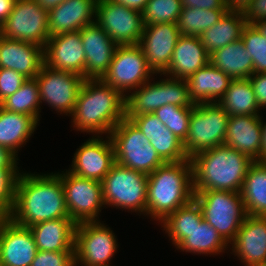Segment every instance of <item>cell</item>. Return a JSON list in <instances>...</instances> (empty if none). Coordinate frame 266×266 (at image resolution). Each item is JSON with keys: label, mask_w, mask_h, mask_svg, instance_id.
<instances>
[{"label": "cell", "mask_w": 266, "mask_h": 266, "mask_svg": "<svg viewBox=\"0 0 266 266\" xmlns=\"http://www.w3.org/2000/svg\"><path fill=\"white\" fill-rule=\"evenodd\" d=\"M9 218L24 227L39 222L70 218L61 178L56 173H20Z\"/></svg>", "instance_id": "1"}, {"label": "cell", "mask_w": 266, "mask_h": 266, "mask_svg": "<svg viewBox=\"0 0 266 266\" xmlns=\"http://www.w3.org/2000/svg\"><path fill=\"white\" fill-rule=\"evenodd\" d=\"M73 128L94 135H110L126 118V96L102 79H85L71 114Z\"/></svg>", "instance_id": "2"}, {"label": "cell", "mask_w": 266, "mask_h": 266, "mask_svg": "<svg viewBox=\"0 0 266 266\" xmlns=\"http://www.w3.org/2000/svg\"><path fill=\"white\" fill-rule=\"evenodd\" d=\"M194 191L241 192L248 168L254 162L228 145L204 150L190 158Z\"/></svg>", "instance_id": "3"}, {"label": "cell", "mask_w": 266, "mask_h": 266, "mask_svg": "<svg viewBox=\"0 0 266 266\" xmlns=\"http://www.w3.org/2000/svg\"><path fill=\"white\" fill-rule=\"evenodd\" d=\"M194 199L190 158L165 163L148 175L146 215L162 222L179 207Z\"/></svg>", "instance_id": "4"}, {"label": "cell", "mask_w": 266, "mask_h": 266, "mask_svg": "<svg viewBox=\"0 0 266 266\" xmlns=\"http://www.w3.org/2000/svg\"><path fill=\"white\" fill-rule=\"evenodd\" d=\"M194 200L200 206L203 219L228 244L231 243L247 217L241 192L227 190L194 191Z\"/></svg>", "instance_id": "5"}, {"label": "cell", "mask_w": 266, "mask_h": 266, "mask_svg": "<svg viewBox=\"0 0 266 266\" xmlns=\"http://www.w3.org/2000/svg\"><path fill=\"white\" fill-rule=\"evenodd\" d=\"M117 164L149 175L165 162L152 147L149 139L127 118L121 120L110 133Z\"/></svg>", "instance_id": "6"}, {"label": "cell", "mask_w": 266, "mask_h": 266, "mask_svg": "<svg viewBox=\"0 0 266 266\" xmlns=\"http://www.w3.org/2000/svg\"><path fill=\"white\" fill-rule=\"evenodd\" d=\"M101 183L105 205L146 214L148 175L115 163Z\"/></svg>", "instance_id": "7"}, {"label": "cell", "mask_w": 266, "mask_h": 266, "mask_svg": "<svg viewBox=\"0 0 266 266\" xmlns=\"http://www.w3.org/2000/svg\"><path fill=\"white\" fill-rule=\"evenodd\" d=\"M228 120L229 114L218 103L195 104L183 143L188 158L224 144Z\"/></svg>", "instance_id": "8"}, {"label": "cell", "mask_w": 266, "mask_h": 266, "mask_svg": "<svg viewBox=\"0 0 266 266\" xmlns=\"http://www.w3.org/2000/svg\"><path fill=\"white\" fill-rule=\"evenodd\" d=\"M172 104L179 107H193L186 80L173 77L149 81L126 96V116L154 113L158 108Z\"/></svg>", "instance_id": "9"}, {"label": "cell", "mask_w": 266, "mask_h": 266, "mask_svg": "<svg viewBox=\"0 0 266 266\" xmlns=\"http://www.w3.org/2000/svg\"><path fill=\"white\" fill-rule=\"evenodd\" d=\"M109 227L100 220L76 224L75 262L81 266H110V260L118 248L117 240Z\"/></svg>", "instance_id": "10"}, {"label": "cell", "mask_w": 266, "mask_h": 266, "mask_svg": "<svg viewBox=\"0 0 266 266\" xmlns=\"http://www.w3.org/2000/svg\"><path fill=\"white\" fill-rule=\"evenodd\" d=\"M154 72L149 68L140 46L118 45L108 71L101 78L123 95L131 93L152 79ZM132 90V91H131ZM126 94H125V93Z\"/></svg>", "instance_id": "11"}, {"label": "cell", "mask_w": 266, "mask_h": 266, "mask_svg": "<svg viewBox=\"0 0 266 266\" xmlns=\"http://www.w3.org/2000/svg\"><path fill=\"white\" fill-rule=\"evenodd\" d=\"M56 174L62 181L69 217L76 224L97 221L98 214L105 206L101 181L82 178L67 170Z\"/></svg>", "instance_id": "12"}, {"label": "cell", "mask_w": 266, "mask_h": 266, "mask_svg": "<svg viewBox=\"0 0 266 266\" xmlns=\"http://www.w3.org/2000/svg\"><path fill=\"white\" fill-rule=\"evenodd\" d=\"M94 19L117 45L139 44L145 27L142 12L113 0H97Z\"/></svg>", "instance_id": "13"}, {"label": "cell", "mask_w": 266, "mask_h": 266, "mask_svg": "<svg viewBox=\"0 0 266 266\" xmlns=\"http://www.w3.org/2000/svg\"><path fill=\"white\" fill-rule=\"evenodd\" d=\"M0 35L45 47L50 37L48 11L35 0H16L12 12L0 26Z\"/></svg>", "instance_id": "14"}, {"label": "cell", "mask_w": 266, "mask_h": 266, "mask_svg": "<svg viewBox=\"0 0 266 266\" xmlns=\"http://www.w3.org/2000/svg\"><path fill=\"white\" fill-rule=\"evenodd\" d=\"M35 79L41 103L45 101L60 114L71 116L85 78L76 73L54 70L44 64Z\"/></svg>", "instance_id": "15"}, {"label": "cell", "mask_w": 266, "mask_h": 266, "mask_svg": "<svg viewBox=\"0 0 266 266\" xmlns=\"http://www.w3.org/2000/svg\"><path fill=\"white\" fill-rule=\"evenodd\" d=\"M96 137V138H95ZM96 135L84 142L74 153L71 165L72 174L88 179L102 181L115 161V150L110 135L107 140Z\"/></svg>", "instance_id": "16"}, {"label": "cell", "mask_w": 266, "mask_h": 266, "mask_svg": "<svg viewBox=\"0 0 266 266\" xmlns=\"http://www.w3.org/2000/svg\"><path fill=\"white\" fill-rule=\"evenodd\" d=\"M181 34L176 23L145 25L139 46L154 74H163L169 67Z\"/></svg>", "instance_id": "17"}, {"label": "cell", "mask_w": 266, "mask_h": 266, "mask_svg": "<svg viewBox=\"0 0 266 266\" xmlns=\"http://www.w3.org/2000/svg\"><path fill=\"white\" fill-rule=\"evenodd\" d=\"M38 252L29 227L0 218V264L2 266H31Z\"/></svg>", "instance_id": "18"}, {"label": "cell", "mask_w": 266, "mask_h": 266, "mask_svg": "<svg viewBox=\"0 0 266 266\" xmlns=\"http://www.w3.org/2000/svg\"><path fill=\"white\" fill-rule=\"evenodd\" d=\"M85 53L79 31L50 36L44 47V64L54 70L84 77Z\"/></svg>", "instance_id": "19"}, {"label": "cell", "mask_w": 266, "mask_h": 266, "mask_svg": "<svg viewBox=\"0 0 266 266\" xmlns=\"http://www.w3.org/2000/svg\"><path fill=\"white\" fill-rule=\"evenodd\" d=\"M79 32L86 57L84 78L101 79L108 71L118 45L96 22Z\"/></svg>", "instance_id": "20"}, {"label": "cell", "mask_w": 266, "mask_h": 266, "mask_svg": "<svg viewBox=\"0 0 266 266\" xmlns=\"http://www.w3.org/2000/svg\"><path fill=\"white\" fill-rule=\"evenodd\" d=\"M230 244L245 266H266V217L247 215Z\"/></svg>", "instance_id": "21"}, {"label": "cell", "mask_w": 266, "mask_h": 266, "mask_svg": "<svg viewBox=\"0 0 266 266\" xmlns=\"http://www.w3.org/2000/svg\"><path fill=\"white\" fill-rule=\"evenodd\" d=\"M149 139L152 147L165 163H177L189 159L183 142L178 139L153 113L126 116Z\"/></svg>", "instance_id": "22"}, {"label": "cell", "mask_w": 266, "mask_h": 266, "mask_svg": "<svg viewBox=\"0 0 266 266\" xmlns=\"http://www.w3.org/2000/svg\"><path fill=\"white\" fill-rule=\"evenodd\" d=\"M44 65V47L0 35V68L35 78Z\"/></svg>", "instance_id": "23"}, {"label": "cell", "mask_w": 266, "mask_h": 266, "mask_svg": "<svg viewBox=\"0 0 266 266\" xmlns=\"http://www.w3.org/2000/svg\"><path fill=\"white\" fill-rule=\"evenodd\" d=\"M97 0H65L48 11L50 36L80 31L95 22Z\"/></svg>", "instance_id": "24"}, {"label": "cell", "mask_w": 266, "mask_h": 266, "mask_svg": "<svg viewBox=\"0 0 266 266\" xmlns=\"http://www.w3.org/2000/svg\"><path fill=\"white\" fill-rule=\"evenodd\" d=\"M261 118L260 115L229 116L224 144L260 162Z\"/></svg>", "instance_id": "25"}, {"label": "cell", "mask_w": 266, "mask_h": 266, "mask_svg": "<svg viewBox=\"0 0 266 266\" xmlns=\"http://www.w3.org/2000/svg\"><path fill=\"white\" fill-rule=\"evenodd\" d=\"M209 63V54L197 36L181 35L176 43L172 59L164 76L187 80Z\"/></svg>", "instance_id": "26"}, {"label": "cell", "mask_w": 266, "mask_h": 266, "mask_svg": "<svg viewBox=\"0 0 266 266\" xmlns=\"http://www.w3.org/2000/svg\"><path fill=\"white\" fill-rule=\"evenodd\" d=\"M40 251H75L76 223L71 218L39 222L29 227Z\"/></svg>", "instance_id": "27"}, {"label": "cell", "mask_w": 266, "mask_h": 266, "mask_svg": "<svg viewBox=\"0 0 266 266\" xmlns=\"http://www.w3.org/2000/svg\"><path fill=\"white\" fill-rule=\"evenodd\" d=\"M232 79L210 63L187 80L190 99L194 104L218 103L229 88Z\"/></svg>", "instance_id": "28"}, {"label": "cell", "mask_w": 266, "mask_h": 266, "mask_svg": "<svg viewBox=\"0 0 266 266\" xmlns=\"http://www.w3.org/2000/svg\"><path fill=\"white\" fill-rule=\"evenodd\" d=\"M209 63L232 80L248 79L253 74L251 55L241 39L212 52L209 55Z\"/></svg>", "instance_id": "29"}, {"label": "cell", "mask_w": 266, "mask_h": 266, "mask_svg": "<svg viewBox=\"0 0 266 266\" xmlns=\"http://www.w3.org/2000/svg\"><path fill=\"white\" fill-rule=\"evenodd\" d=\"M38 122L33 116L11 112L0 106V145L17 157L18 150L32 136Z\"/></svg>", "instance_id": "30"}, {"label": "cell", "mask_w": 266, "mask_h": 266, "mask_svg": "<svg viewBox=\"0 0 266 266\" xmlns=\"http://www.w3.org/2000/svg\"><path fill=\"white\" fill-rule=\"evenodd\" d=\"M246 25L242 11L228 10L217 23L202 33L199 38L206 52L210 55L215 50L241 39L242 31Z\"/></svg>", "instance_id": "31"}, {"label": "cell", "mask_w": 266, "mask_h": 266, "mask_svg": "<svg viewBox=\"0 0 266 266\" xmlns=\"http://www.w3.org/2000/svg\"><path fill=\"white\" fill-rule=\"evenodd\" d=\"M247 215L266 217V162L254 161L241 189Z\"/></svg>", "instance_id": "32"}, {"label": "cell", "mask_w": 266, "mask_h": 266, "mask_svg": "<svg viewBox=\"0 0 266 266\" xmlns=\"http://www.w3.org/2000/svg\"><path fill=\"white\" fill-rule=\"evenodd\" d=\"M218 104L229 116L259 115L260 111L249 79L232 80Z\"/></svg>", "instance_id": "33"}, {"label": "cell", "mask_w": 266, "mask_h": 266, "mask_svg": "<svg viewBox=\"0 0 266 266\" xmlns=\"http://www.w3.org/2000/svg\"><path fill=\"white\" fill-rule=\"evenodd\" d=\"M227 246L228 243L203 219L176 248L194 254L216 255L224 252Z\"/></svg>", "instance_id": "34"}, {"label": "cell", "mask_w": 266, "mask_h": 266, "mask_svg": "<svg viewBox=\"0 0 266 266\" xmlns=\"http://www.w3.org/2000/svg\"><path fill=\"white\" fill-rule=\"evenodd\" d=\"M203 220L202 212L198 203L193 199L188 204L179 207L174 213L168 215L161 223L165 233L168 234L172 243L177 247L188 233Z\"/></svg>", "instance_id": "35"}, {"label": "cell", "mask_w": 266, "mask_h": 266, "mask_svg": "<svg viewBox=\"0 0 266 266\" xmlns=\"http://www.w3.org/2000/svg\"><path fill=\"white\" fill-rule=\"evenodd\" d=\"M228 10H204L193 7L182 8L176 24L181 35L199 37L217 23Z\"/></svg>", "instance_id": "36"}, {"label": "cell", "mask_w": 266, "mask_h": 266, "mask_svg": "<svg viewBox=\"0 0 266 266\" xmlns=\"http://www.w3.org/2000/svg\"><path fill=\"white\" fill-rule=\"evenodd\" d=\"M41 101L38 83L35 78L27 79L20 89L4 99L0 106L5 110L35 117L40 120ZM40 107V108H39Z\"/></svg>", "instance_id": "37"}, {"label": "cell", "mask_w": 266, "mask_h": 266, "mask_svg": "<svg viewBox=\"0 0 266 266\" xmlns=\"http://www.w3.org/2000/svg\"><path fill=\"white\" fill-rule=\"evenodd\" d=\"M193 107H179L172 104L158 108L153 114L183 143L186 140Z\"/></svg>", "instance_id": "38"}, {"label": "cell", "mask_w": 266, "mask_h": 266, "mask_svg": "<svg viewBox=\"0 0 266 266\" xmlns=\"http://www.w3.org/2000/svg\"><path fill=\"white\" fill-rule=\"evenodd\" d=\"M181 9V0H148L142 11L144 24L177 23Z\"/></svg>", "instance_id": "39"}, {"label": "cell", "mask_w": 266, "mask_h": 266, "mask_svg": "<svg viewBox=\"0 0 266 266\" xmlns=\"http://www.w3.org/2000/svg\"><path fill=\"white\" fill-rule=\"evenodd\" d=\"M241 40L253 61V73H266V37L253 25H246Z\"/></svg>", "instance_id": "40"}, {"label": "cell", "mask_w": 266, "mask_h": 266, "mask_svg": "<svg viewBox=\"0 0 266 266\" xmlns=\"http://www.w3.org/2000/svg\"><path fill=\"white\" fill-rule=\"evenodd\" d=\"M19 174L18 169H0V218H9Z\"/></svg>", "instance_id": "41"}, {"label": "cell", "mask_w": 266, "mask_h": 266, "mask_svg": "<svg viewBox=\"0 0 266 266\" xmlns=\"http://www.w3.org/2000/svg\"><path fill=\"white\" fill-rule=\"evenodd\" d=\"M31 266H78L75 251H40L38 250Z\"/></svg>", "instance_id": "42"}, {"label": "cell", "mask_w": 266, "mask_h": 266, "mask_svg": "<svg viewBox=\"0 0 266 266\" xmlns=\"http://www.w3.org/2000/svg\"><path fill=\"white\" fill-rule=\"evenodd\" d=\"M26 80L15 70L0 68V103L20 89Z\"/></svg>", "instance_id": "43"}, {"label": "cell", "mask_w": 266, "mask_h": 266, "mask_svg": "<svg viewBox=\"0 0 266 266\" xmlns=\"http://www.w3.org/2000/svg\"><path fill=\"white\" fill-rule=\"evenodd\" d=\"M242 14L248 25L266 20V0H252L242 10Z\"/></svg>", "instance_id": "44"}, {"label": "cell", "mask_w": 266, "mask_h": 266, "mask_svg": "<svg viewBox=\"0 0 266 266\" xmlns=\"http://www.w3.org/2000/svg\"><path fill=\"white\" fill-rule=\"evenodd\" d=\"M260 109L266 108V73H253L249 78Z\"/></svg>", "instance_id": "45"}, {"label": "cell", "mask_w": 266, "mask_h": 266, "mask_svg": "<svg viewBox=\"0 0 266 266\" xmlns=\"http://www.w3.org/2000/svg\"><path fill=\"white\" fill-rule=\"evenodd\" d=\"M181 7H193L204 10L229 9L225 0H181Z\"/></svg>", "instance_id": "46"}, {"label": "cell", "mask_w": 266, "mask_h": 266, "mask_svg": "<svg viewBox=\"0 0 266 266\" xmlns=\"http://www.w3.org/2000/svg\"><path fill=\"white\" fill-rule=\"evenodd\" d=\"M17 160L12 152L0 145V169H19Z\"/></svg>", "instance_id": "47"}, {"label": "cell", "mask_w": 266, "mask_h": 266, "mask_svg": "<svg viewBox=\"0 0 266 266\" xmlns=\"http://www.w3.org/2000/svg\"><path fill=\"white\" fill-rule=\"evenodd\" d=\"M16 0H0V26L12 12Z\"/></svg>", "instance_id": "48"}, {"label": "cell", "mask_w": 266, "mask_h": 266, "mask_svg": "<svg viewBox=\"0 0 266 266\" xmlns=\"http://www.w3.org/2000/svg\"><path fill=\"white\" fill-rule=\"evenodd\" d=\"M115 2L121 3L130 9L142 12L148 0H113Z\"/></svg>", "instance_id": "49"}, {"label": "cell", "mask_w": 266, "mask_h": 266, "mask_svg": "<svg viewBox=\"0 0 266 266\" xmlns=\"http://www.w3.org/2000/svg\"><path fill=\"white\" fill-rule=\"evenodd\" d=\"M252 0H225L229 10L242 11Z\"/></svg>", "instance_id": "50"}, {"label": "cell", "mask_w": 266, "mask_h": 266, "mask_svg": "<svg viewBox=\"0 0 266 266\" xmlns=\"http://www.w3.org/2000/svg\"><path fill=\"white\" fill-rule=\"evenodd\" d=\"M261 125H262V141L260 147V162H266V123L262 121V118H261Z\"/></svg>", "instance_id": "51"}, {"label": "cell", "mask_w": 266, "mask_h": 266, "mask_svg": "<svg viewBox=\"0 0 266 266\" xmlns=\"http://www.w3.org/2000/svg\"><path fill=\"white\" fill-rule=\"evenodd\" d=\"M65 0H35V2L44 10L50 11L57 7L60 3Z\"/></svg>", "instance_id": "52"}, {"label": "cell", "mask_w": 266, "mask_h": 266, "mask_svg": "<svg viewBox=\"0 0 266 266\" xmlns=\"http://www.w3.org/2000/svg\"><path fill=\"white\" fill-rule=\"evenodd\" d=\"M253 26L259 31V33L266 37V20L259 21L253 24Z\"/></svg>", "instance_id": "53"}]
</instances>
